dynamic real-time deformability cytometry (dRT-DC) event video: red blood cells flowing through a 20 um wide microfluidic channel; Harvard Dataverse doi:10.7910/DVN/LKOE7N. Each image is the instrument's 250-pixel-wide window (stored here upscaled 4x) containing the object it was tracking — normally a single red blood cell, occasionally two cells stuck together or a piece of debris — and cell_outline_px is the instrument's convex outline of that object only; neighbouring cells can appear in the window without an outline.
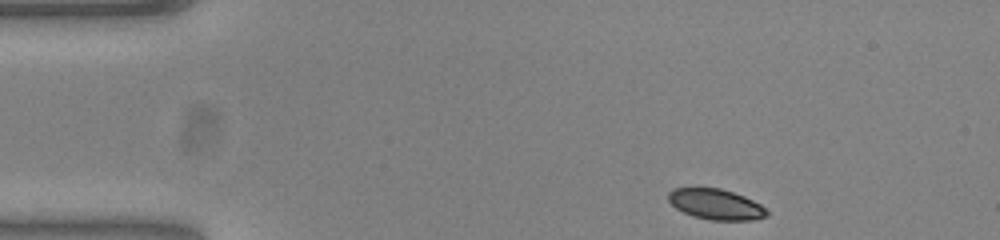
{"species": "common noctule bat (a hibernating species)", "species_latin": "Nyctalus noctula", "temperature_condition": "warm", "stored_images_in_passage": 47, "camera_frame_rate_fps": 3000, "um_per_image_px": 0.085, "animal": {"sex": "female", "body_mass_g": 23.0, "forearm_length_mm": 53.4}, "frame": {"image": 1, "passage_image": 1, "time_ms": 0.0, "image_size_px": [1000, 240], "cell_outline_px": [[768, 216], [752, 220], [712, 220], [692, 216], [676, 208], [668, 200], [668, 192], [672, 188], [696, 184], [720, 188], [744, 196], [768, 208]], "centroid_in_image_um": [60.79, 17.31], "position_along_channel_um": 24.2, "area_um2": 18.26}}
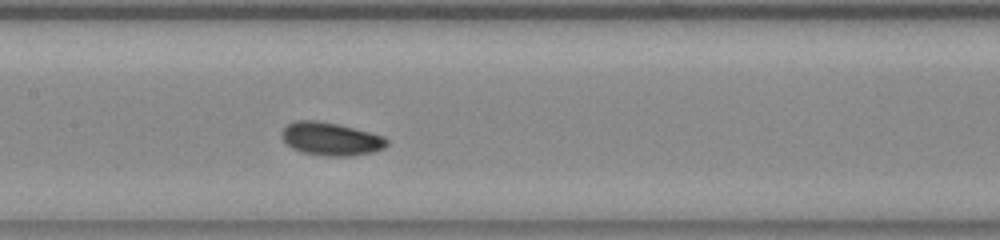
{"frame": {"image": 2, "passage_image": 19, "time_ms": 6.0, "image_size_px": [1000, 240], "cell_outline_px": [[388, 144], [384, 148], [372, 152], [352, 156], [324, 156], [304, 152], [292, 148], [284, 140], [284, 128], [288, 124], [296, 120], [316, 120], [336, 124], [384, 136], [388, 140]], "centroid_in_image_um": [28.16, 11.82], "position_along_channel_um": 179.2, "area_um2": 19.88}}
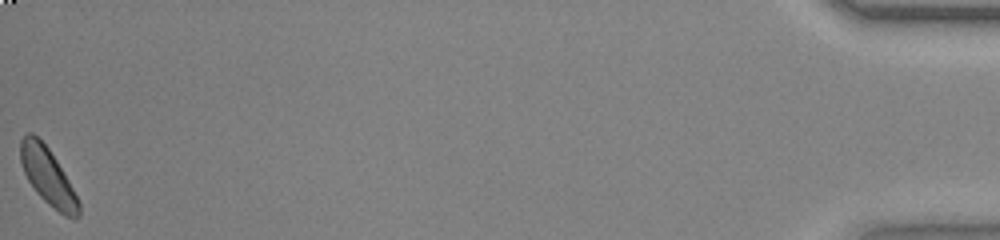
{"frame": {"image": 3, "passage_image": 47, "time_ms": 15.333, "image_size_px": [1000, 240], "cell_outline_px": [[80, 216], [64, 216], [48, 204], [36, 192], [28, 180], [24, 172], [20, 160], [20, 140], [28, 132], [32, 132], [48, 148], [56, 160], [68, 180], [80, 204]], "centroid_in_image_um": [4.04, 14.98], "position_along_channel_um": 431.2, "area_um2": 18.9}, "authors_computed_cell_mechanics": {"area_um2": 19.2474, "velocity_mm_per_s": 3.8011, "shape_relaxation_time_tau1_ms": 1.5734, "shape_relaxation_time_tau2_ms": null, "deformation_change_tau1": 0.0626, "deformation_change_tau2": null}}